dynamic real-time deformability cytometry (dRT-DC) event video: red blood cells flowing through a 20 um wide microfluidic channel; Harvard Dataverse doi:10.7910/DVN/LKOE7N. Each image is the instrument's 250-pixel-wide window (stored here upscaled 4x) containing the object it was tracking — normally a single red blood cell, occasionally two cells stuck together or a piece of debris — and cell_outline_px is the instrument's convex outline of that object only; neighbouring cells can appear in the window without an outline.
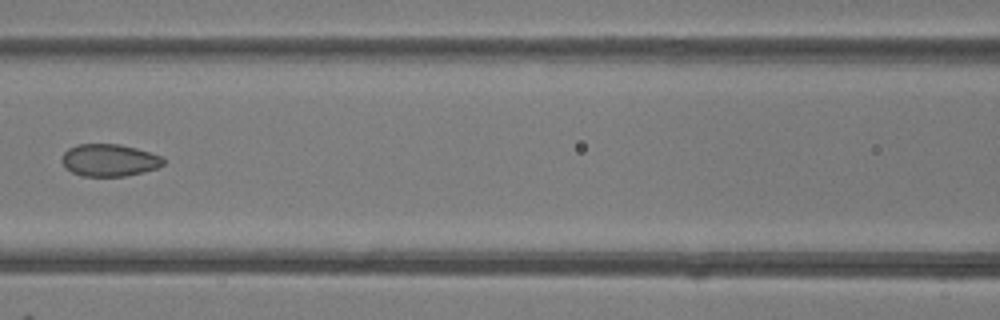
{"species": "common noctule bat (a hibernating species)", "species_latin": "Nyctalus noctula", "temperature_condition": "room temperature", "stored_images_in_passage": 8, "camera_frame_rate_fps": 3000, "um_per_image_px": 0.085, "animal": {"sex": "female"}, "frame": {"image": 1, "passage_image": 7, "time_ms": 7.0, "image_size_px": [1000, 320], "cell_outline_px": [[164, 164], [156, 168], [144, 172], [124, 176], [84, 176], [72, 172], [64, 168], [60, 160], [64, 152], [68, 148], [76, 144], [120, 144], [136, 148], [160, 156], [164, 160]], "centroid_in_image_um": [9.24, 13.61], "position_along_channel_um": 157.4, "area_um2": 19.13}}
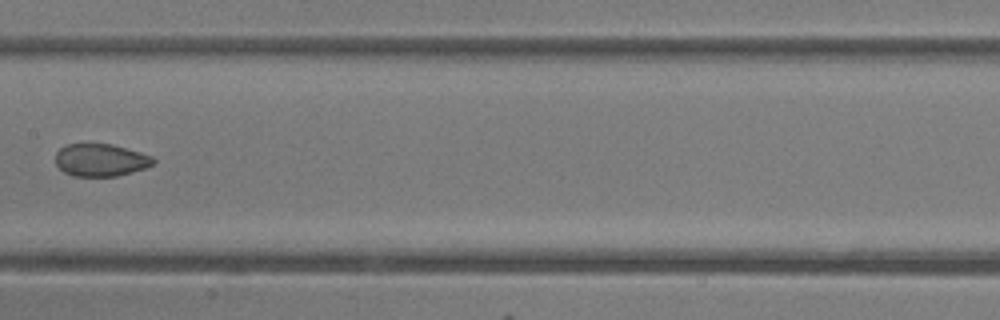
{"frame": {"image": 2, "passage_image": 8, "time_ms": 8.0, "image_size_px": [1000, 320], "cell_outline_px": [[156, 160], [152, 164], [144, 168], [132, 172], [116, 176], [72, 176], [64, 172], [56, 164], [56, 152], [60, 148], [68, 144], [112, 144], [140, 152], [152, 156]], "centroid_in_image_um": [8.55, 13.6], "position_along_channel_um": 198.9, "area_um2": 18.44}}